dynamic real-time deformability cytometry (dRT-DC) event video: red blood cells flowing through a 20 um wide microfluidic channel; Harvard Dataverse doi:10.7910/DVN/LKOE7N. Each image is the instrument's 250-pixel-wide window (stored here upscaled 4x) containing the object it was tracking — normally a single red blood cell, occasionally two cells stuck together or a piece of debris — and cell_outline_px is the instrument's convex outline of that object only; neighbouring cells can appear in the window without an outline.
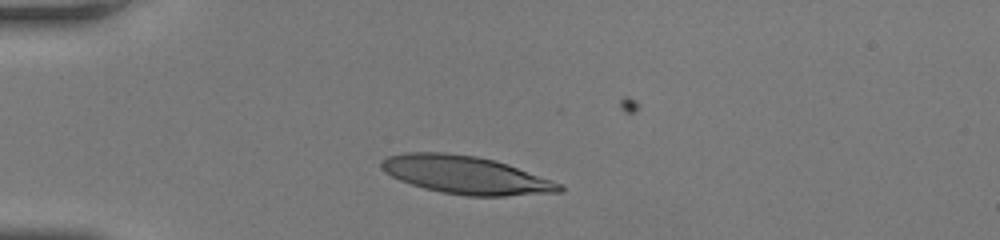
{"species": "human", "species_latin": "Homo sapiens", "temperature_condition": "room temperature", "stored_images_in_passage": 30, "camera_frame_rate_fps": 3000, "um_per_image_px": 0.085, "donor": {"sex": "female"}, "frame": {"image": 1, "passage_image": 1, "time_ms": 0.0, "image_size_px": [1000, 240], "cell_outline_px": [[564, 188], [560, 192], [504, 196], [468, 196], [444, 192], [424, 188], [400, 180], [384, 172], [380, 168], [380, 164], [388, 156], [404, 152], [444, 152], [476, 156], [496, 160], [508, 164], [560, 184]], "centroid_in_image_um": [39.55, 14.86], "position_along_channel_um": 45.4, "area_um2": 39.02}}
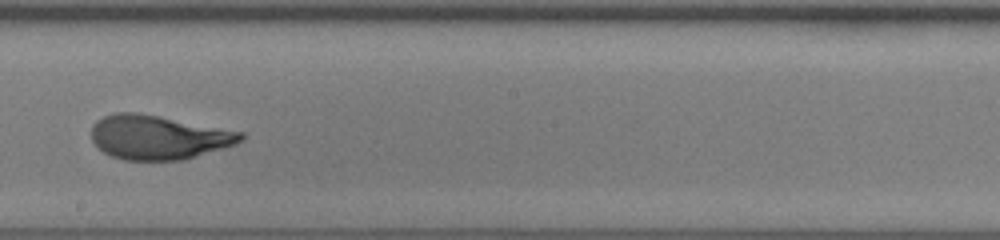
{"frame": {"image": 2, "passage_image": 17, "time_ms": 5.333, "image_size_px": [1000, 240], "cell_outline_px": [[244, 140], [236, 144], [180, 160], [124, 160], [112, 156], [104, 152], [92, 140], [92, 124], [96, 120], [104, 116], [116, 112], [136, 112], [244, 132]], "centroid_in_image_um": [13.44, 11.66], "position_along_channel_um": 234.8, "area_um2": 38.09}}
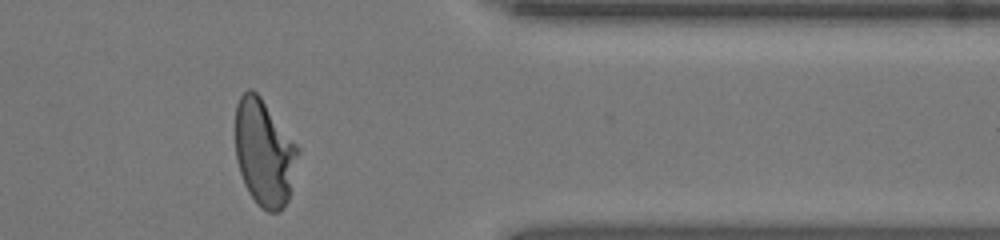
{"frame": {"image": 3, "passage_image": 29, "time_ms": 9.333, "image_size_px": [1000, 240], "cell_outline_px": [[300, 152], [288, 200], [284, 208], [280, 212], [268, 212], [260, 208], [248, 192], [244, 184], [236, 160], [236, 104], [240, 96], [248, 88], [252, 88], [260, 96], [300, 148]], "centroid_in_image_um": [22.47, 13.0], "position_along_channel_um": 388.9, "area_um2": 39.13}, "authors_computed_cell_mechanics": {"area_um2": 38.7838, "velocity_mm_per_s": 4.1804, "shape_relaxation_time_tau1_ms": 4.9853, "shape_relaxation_time_tau2_ms": null, "deformation_change_tau1": 0.2578, "deformation_change_tau2": null}}